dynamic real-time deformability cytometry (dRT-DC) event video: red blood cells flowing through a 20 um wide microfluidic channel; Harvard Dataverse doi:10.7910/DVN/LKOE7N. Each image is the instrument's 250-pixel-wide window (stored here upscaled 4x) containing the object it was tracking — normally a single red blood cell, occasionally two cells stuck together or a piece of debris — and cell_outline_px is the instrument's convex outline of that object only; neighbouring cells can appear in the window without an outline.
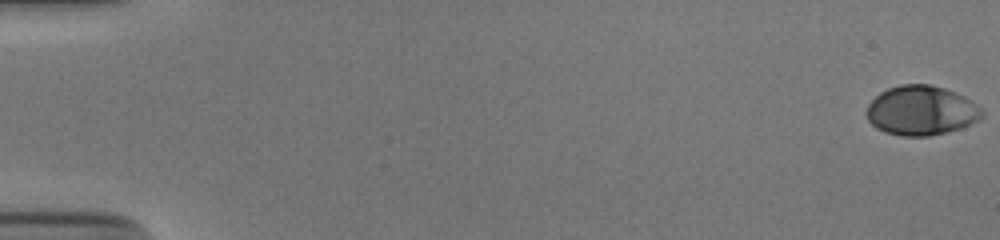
{"species": "human", "species_latin": "Homo sapiens", "temperature_condition": "cold", "stored_images_in_passage": 54, "camera_frame_rate_fps": 3000, "um_per_image_px": 0.085, "donor": {"sex": "male"}, "frame": {"image": 1, "passage_image": 1, "time_ms": 0.0, "image_size_px": [1000, 240], "cell_outline_px": [[984, 116], [972, 124], [948, 132], [928, 136], [904, 136], [884, 132], [876, 128], [868, 120], [864, 112], [868, 104], [880, 92], [888, 88], [900, 84], [928, 84], [944, 88], [956, 92], [972, 100], [984, 112]], "centroid_in_image_um": [78.3, 9.39], "position_along_channel_um": 6.7, "area_um2": 33.64}}
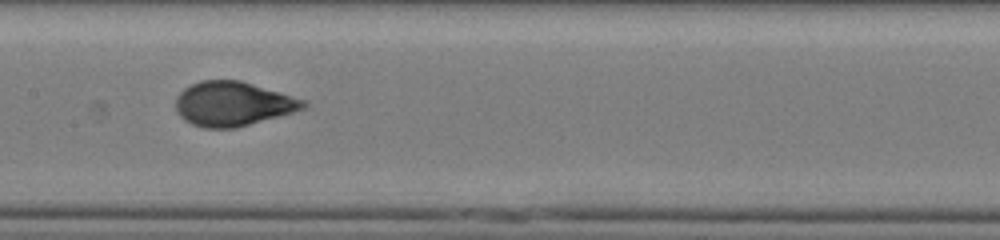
{"frame": {"image": 2, "passage_image": 29, "time_ms": 9.333, "image_size_px": [1000, 240], "cell_outline_px": [[308, 104], [304, 108], [292, 112], [236, 128], [204, 128], [192, 124], [184, 120], [176, 112], [176, 96], [184, 88], [200, 80], [240, 80], [304, 100]], "centroid_in_image_um": [19.74, 8.83], "position_along_channel_um": 187.7, "area_um2": 32.71}}
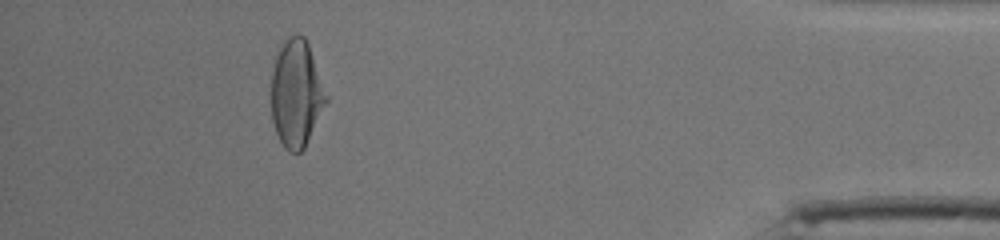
{"frame": {"image": 3, "passage_image": 50, "time_ms": 16.333, "image_size_px": [1000, 240], "cell_outline_px": [[328, 100], [304, 148], [300, 152], [288, 152], [284, 148], [276, 132], [272, 120], [272, 72], [276, 56], [284, 40], [296, 32], [304, 36], [308, 44], [328, 96]], "centroid_in_image_um": [25.19, 7.95], "position_along_channel_um": 410.0, "area_um2": 34.1}, "authors_computed_cell_mechanics": {"area_um2": 33.1772, "velocity_mm_per_s": 3.8671, "shape_relaxation_time_tau1_ms": 3.705, "shape_relaxation_time_tau2_ms": null, "deformation_change_tau1": 0.1806, "deformation_change_tau2": null}}